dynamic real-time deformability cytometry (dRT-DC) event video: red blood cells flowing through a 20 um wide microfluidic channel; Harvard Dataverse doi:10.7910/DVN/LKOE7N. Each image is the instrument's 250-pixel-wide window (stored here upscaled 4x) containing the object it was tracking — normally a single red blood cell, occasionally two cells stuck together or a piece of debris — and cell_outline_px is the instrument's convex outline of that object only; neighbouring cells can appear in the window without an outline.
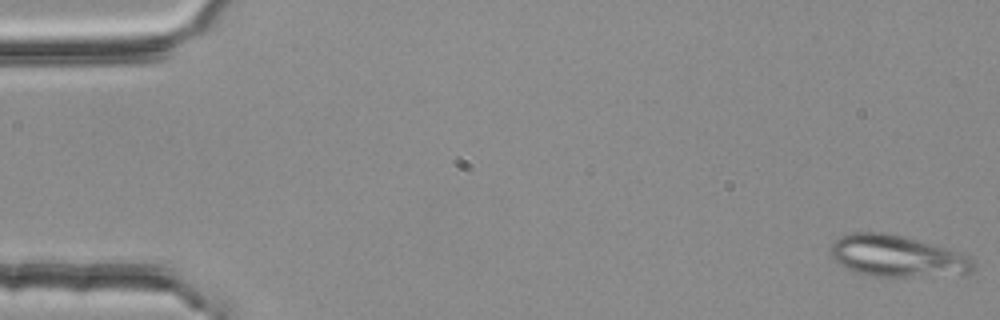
{"species": "common noctule bat (a hibernating species)", "species_latin": "Nyctalus noctula", "temperature_condition": "room temperature", "stored_images_in_passage": 5, "camera_frame_rate_fps": 3000, "um_per_image_px": 0.085, "animal": {"sex": "female", "body_mass_g": 25.1}, "frame": {"image": 1, "passage_image": 1, "time_ms": 0.0, "image_size_px": [1000, 320], "cell_outline_px": [[976, 264], [972, 272], [912, 276], [868, 276], [856, 272], [840, 264], [832, 256], [832, 244], [840, 236], [852, 232], [884, 232], [904, 236], [948, 248], [972, 256]], "centroid_in_image_um": [76.28, 21.75], "position_along_channel_um": 8.7, "area_um2": 34.28}}